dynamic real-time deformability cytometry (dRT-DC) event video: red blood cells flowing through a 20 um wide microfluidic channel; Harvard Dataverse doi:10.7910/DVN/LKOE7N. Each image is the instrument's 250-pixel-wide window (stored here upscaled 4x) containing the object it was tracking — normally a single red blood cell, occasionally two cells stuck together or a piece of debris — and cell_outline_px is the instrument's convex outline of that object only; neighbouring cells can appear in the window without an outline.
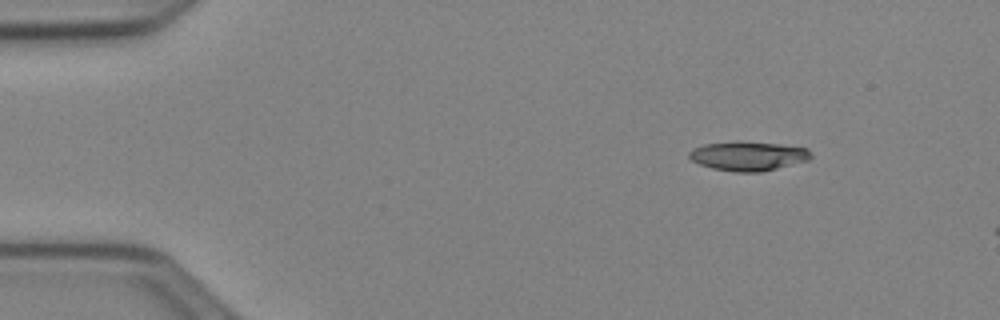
{"species": "Egyptian fruit bat (a non-hibernating species)", "species_latin": "Rousettus aegyptiacus", "temperature_condition": "cold", "stored_images_in_passage": 13, "camera_frame_rate_fps": 3000, "um_per_image_px": 0.085, "animal": {"sex": "female"}, "frame": {"image": 1, "passage_image": 6, "time_ms": 1.667, "image_size_px": [1000, 320], "cell_outline_px": [[812, 156], [808, 160], [760, 172], [732, 172], [712, 168], [700, 164], [692, 160], [688, 156], [688, 152], [692, 148], [704, 144], [780, 144], [808, 148]], "centroid_in_image_um": [63.59, 13.3], "position_along_channel_um": 21.4, "area_um2": 19.83}}